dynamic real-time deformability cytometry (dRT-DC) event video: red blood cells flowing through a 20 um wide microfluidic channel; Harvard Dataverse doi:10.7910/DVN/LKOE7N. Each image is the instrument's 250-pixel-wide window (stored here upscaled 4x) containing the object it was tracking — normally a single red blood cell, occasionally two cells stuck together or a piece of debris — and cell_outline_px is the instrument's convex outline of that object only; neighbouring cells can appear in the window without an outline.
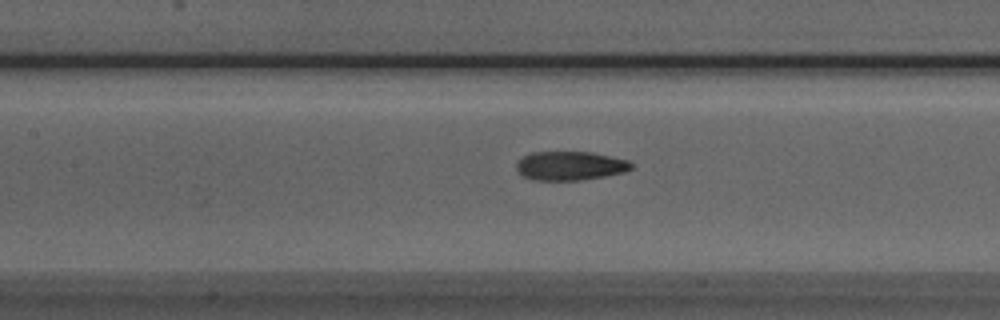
{"species": "Egyptian fruit bat (a non-hibernating species)", "species_latin": "Rousettus aegyptiacus", "temperature_condition": "room temperature", "stored_images_in_passage": 43, "camera_frame_rate_fps": 3000, "um_per_image_px": 0.085, "animal": {"sex": "male"}, "frame": {"image": 1, "passage_image": 23, "time_ms": 7.333, "image_size_px": [1000, 320], "cell_outline_px": [[632, 168], [624, 172], [604, 176], [580, 180], [532, 180], [524, 176], [516, 168], [516, 164], [524, 156], [532, 152], [592, 152], [628, 160], [632, 164]], "centroid_in_image_um": [48.47, 14.09], "position_along_channel_um": 158.9, "area_um2": 19.19}}
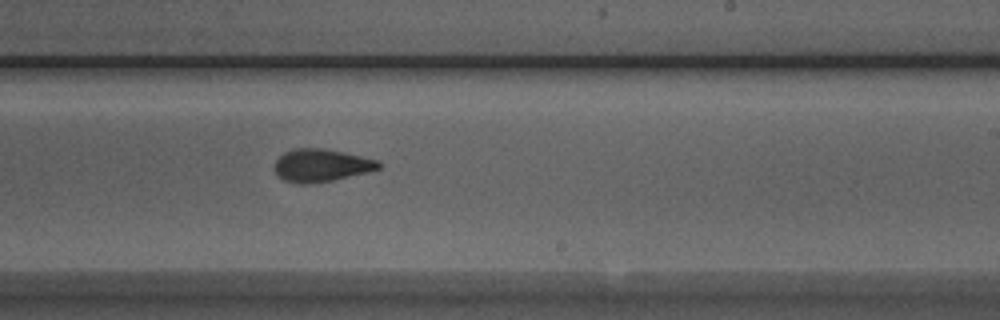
{"frame": {"image": 2, "passage_image": 31, "time_ms": 10.0, "image_size_px": [1000, 320], "cell_outline_px": [[380, 168], [368, 172], [332, 180], [304, 184], [300, 184], [284, 180], [272, 168], [276, 160], [284, 152], [292, 148], [324, 148], [380, 160]], "centroid_in_image_um": [27.29, 14.04], "position_along_channel_um": 261.7, "area_um2": 19.83}}
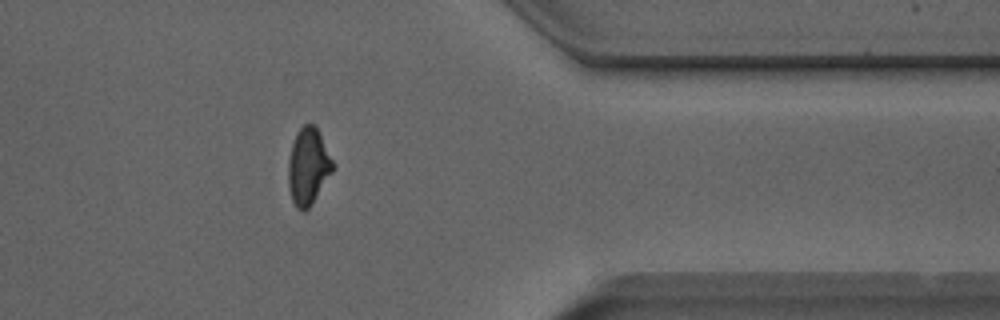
{"frame": {"image": 3, "passage_image": 42, "time_ms": 13.667, "image_size_px": [1000, 320], "cell_outline_px": [[332, 172], [312, 204], [304, 212], [300, 212], [296, 208], [292, 200], [288, 188], [288, 160], [292, 144], [296, 132], [304, 124], [316, 124], [332, 160]], "centroid_in_image_um": [26.17, 14.16], "position_along_channel_um": 385.2, "area_um2": 19.94}}